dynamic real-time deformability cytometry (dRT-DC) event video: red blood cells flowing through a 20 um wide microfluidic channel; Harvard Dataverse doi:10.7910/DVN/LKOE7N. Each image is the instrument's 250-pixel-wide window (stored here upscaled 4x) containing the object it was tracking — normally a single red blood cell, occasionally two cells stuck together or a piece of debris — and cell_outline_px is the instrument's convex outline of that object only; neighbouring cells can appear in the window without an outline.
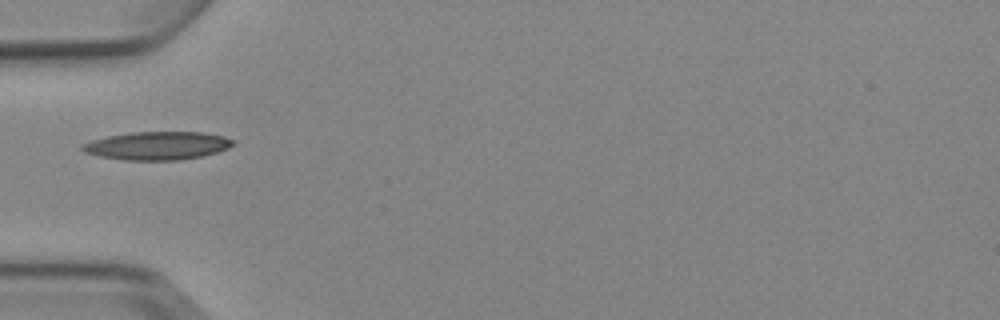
{"species": "Egyptian fruit bat (a non-hibernating species)", "species_latin": "Rousettus aegyptiacus", "temperature_condition": "cold", "stored_images_in_passage": 2, "camera_frame_rate_fps": 3000, "um_per_image_px": 0.085, "animal": {"sex": "female"}, "frame": {"image": 1, "passage_image": 1, "time_ms": 0.0, "image_size_px": [1000, 320], "cell_outline_px": [[232, 144], [228, 148], [204, 156], [180, 160], [124, 160], [100, 156], [84, 152], [80, 148], [80, 144], [92, 140], [108, 136], [132, 132], [204, 132], [224, 136], [232, 140]], "centroid_in_image_um": [13.35, 12.38], "position_along_channel_um": 71.7, "area_um2": 24.74}}
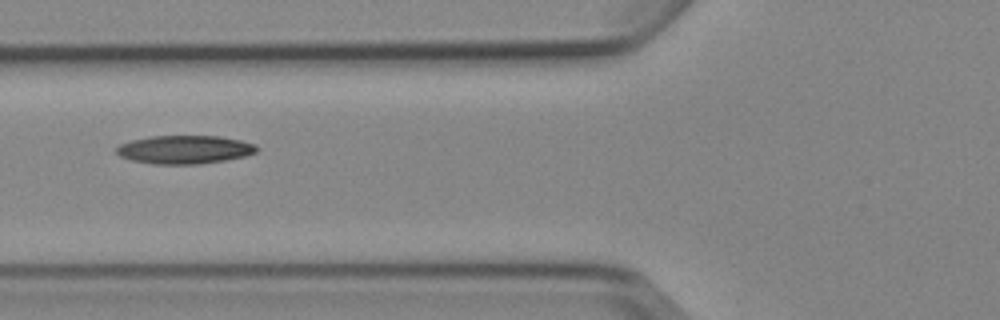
{"frame": {"image": 2, "passage_image": 2, "time_ms": 1.0, "image_size_px": [1000, 320], "cell_outline_px": [[260, 148], [256, 152], [244, 156], [224, 160], [196, 164], [152, 164], [132, 160], [120, 156], [116, 152], [116, 148], [120, 144], [132, 140], [152, 136], [220, 136], [240, 140], [256, 144]], "centroid_in_image_um": [15.7, 12.71], "position_along_channel_um": 110.1, "area_um2": 23.12}}